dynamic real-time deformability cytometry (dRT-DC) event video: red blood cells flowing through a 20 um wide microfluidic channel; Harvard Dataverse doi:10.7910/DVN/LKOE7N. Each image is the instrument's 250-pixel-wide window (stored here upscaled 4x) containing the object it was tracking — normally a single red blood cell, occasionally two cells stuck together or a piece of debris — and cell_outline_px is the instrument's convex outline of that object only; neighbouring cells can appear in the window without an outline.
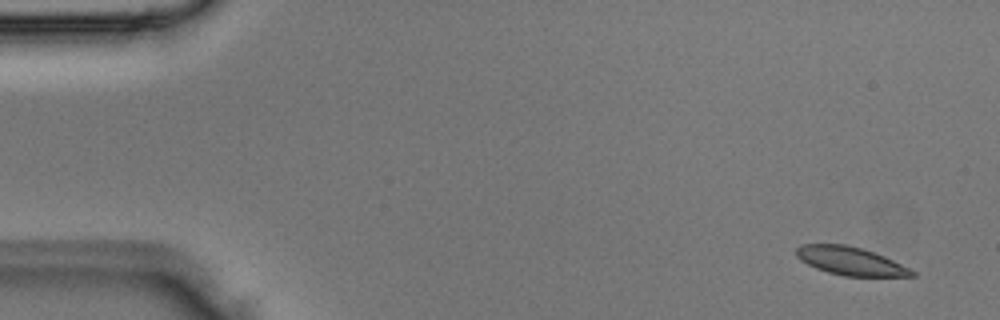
{"species": "Egyptian fruit bat (a non-hibernating species)", "species_latin": "Rousettus aegyptiacus", "temperature_condition": "room temperature", "stored_images_in_passage": 4, "camera_frame_rate_fps": 3000, "um_per_image_px": 0.085, "animal": {"sex": "male"}, "frame": {"image": 1, "passage_image": 1, "time_ms": 0.0, "image_size_px": [1000, 320], "cell_outline_px": [[916, 276], [844, 276], [828, 272], [816, 268], [800, 260], [796, 256], [796, 248], [800, 244], [844, 244], [860, 248], [884, 256], [916, 272]], "centroid_in_image_um": [72.25, 22.18], "position_along_channel_um": 12.8, "area_um2": 18.79}}
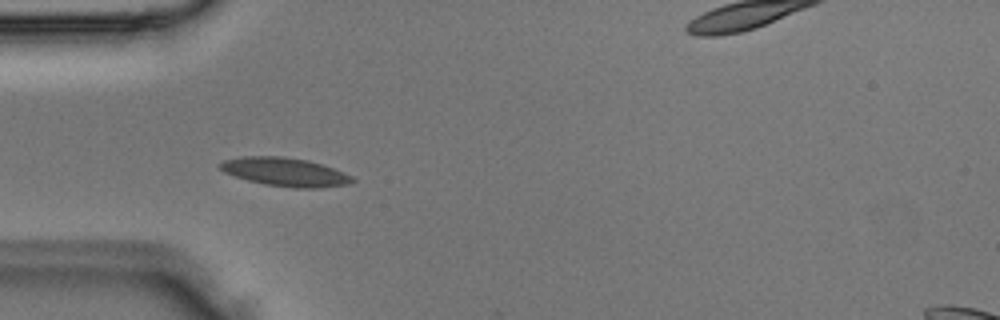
{"frame": {"image": 2, "passage_image": 3, "time_ms": 0.667, "image_size_px": [1000, 320], "cell_outline_px": [[356, 180], [348, 184], [320, 188], [296, 188], [264, 184], [248, 180], [224, 172], [216, 164], [224, 160], [240, 156], [284, 156], [308, 160], [344, 172], [352, 176]], "centroid_in_image_um": [24.22, 14.61], "position_along_channel_um": 60.8, "area_um2": 22.02}}